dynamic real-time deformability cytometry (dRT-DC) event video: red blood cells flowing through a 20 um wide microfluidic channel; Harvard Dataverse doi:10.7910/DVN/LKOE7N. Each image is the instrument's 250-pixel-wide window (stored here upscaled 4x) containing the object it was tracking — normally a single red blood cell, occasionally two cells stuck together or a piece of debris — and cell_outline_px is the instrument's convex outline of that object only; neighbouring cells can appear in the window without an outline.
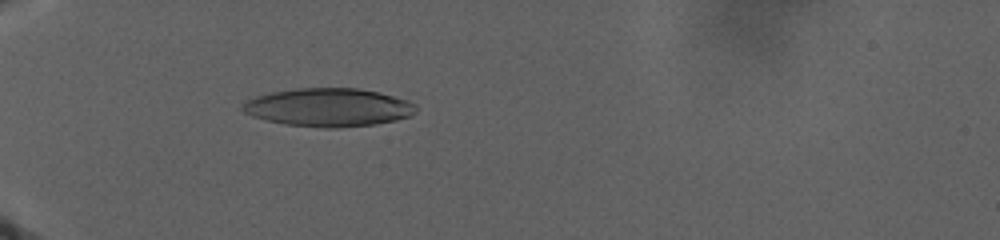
{"species": "human", "species_latin": "Homo sapiens", "temperature_condition": "warm", "stored_images_in_passage": 55, "camera_frame_rate_fps": 3000, "um_per_image_px": 0.085, "donor": {"sex": "male"}, "frame": {"image": 1, "passage_image": 14, "time_ms": 6.333, "image_size_px": [1000, 240], "cell_outline_px": [[416, 112], [412, 116], [396, 120], [376, 124], [336, 128], [324, 128], [284, 124], [252, 116], [244, 112], [240, 108], [248, 100], [256, 96], [272, 92], [296, 88], [356, 88], [380, 92], [408, 100], [416, 104]], "centroid_in_image_um": [27.96, 9.13], "position_along_channel_um": 57.0, "area_um2": 38.78}}
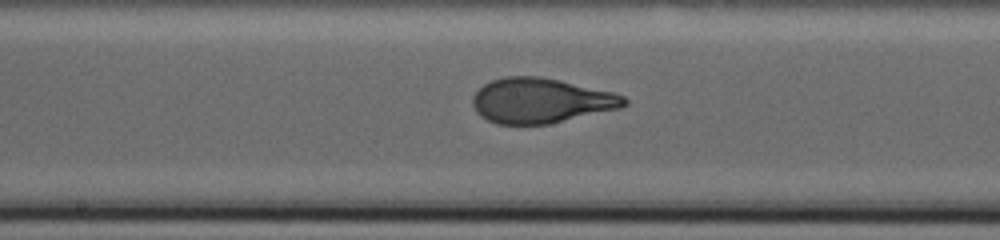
{"frame": {"image": 2, "passage_image": 30, "time_ms": 14.667, "image_size_px": [1000, 240], "cell_outline_px": [[628, 104], [620, 108], [548, 124], [496, 124], [480, 116], [476, 112], [472, 104], [472, 96], [484, 84], [492, 80], [504, 76], [540, 76], [560, 80], [612, 92], [624, 96], [628, 100]], "centroid_in_image_um": [45.95, 8.55], "position_along_channel_um": 202.3, "area_um2": 39.71}}
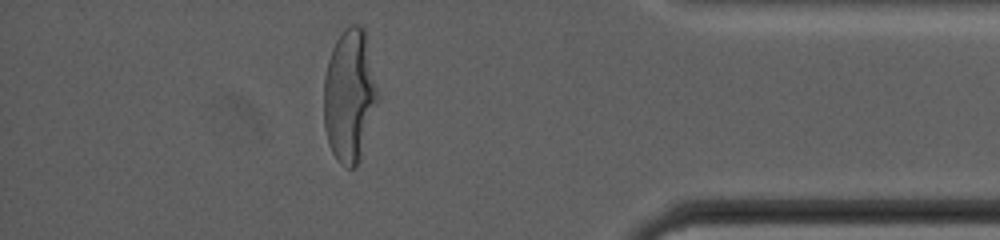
{"frame": {"image": 3, "passage_image": 44, "time_ms": 25.667, "image_size_px": [1000, 240], "cell_outline_px": [[376, 104], [360, 160], [356, 168], [348, 168], [340, 164], [332, 152], [328, 144], [324, 128], [324, 76], [328, 60], [332, 48], [336, 40], [344, 28], [348, 24], [356, 24], [364, 28], [376, 88]], "centroid_in_image_um": [29.66, 8.15], "position_along_channel_um": 405.5, "area_um2": 41.21}}